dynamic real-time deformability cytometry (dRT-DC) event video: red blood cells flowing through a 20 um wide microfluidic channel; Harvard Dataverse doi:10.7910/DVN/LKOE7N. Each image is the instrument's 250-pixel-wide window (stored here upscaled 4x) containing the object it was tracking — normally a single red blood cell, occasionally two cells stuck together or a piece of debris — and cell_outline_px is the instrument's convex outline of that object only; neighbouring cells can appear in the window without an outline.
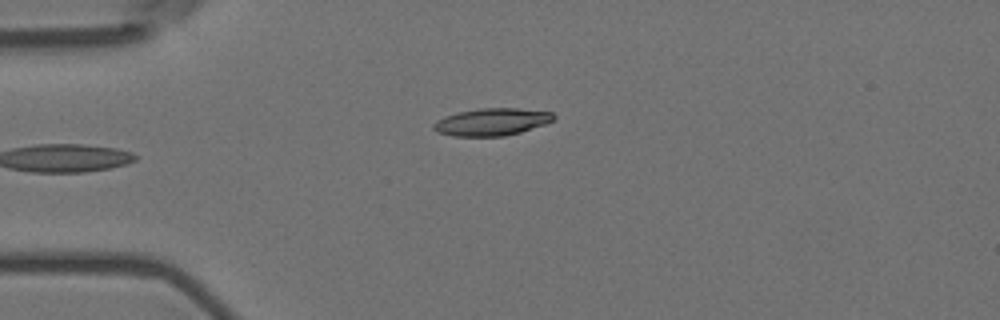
{"species": "Egyptian fruit bat (a non-hibernating species)", "species_latin": "Rousettus aegyptiacus", "temperature_condition": "room temperature", "stored_images_in_passage": 5, "camera_frame_rate_fps": 3000, "um_per_image_px": 0.085, "animal": {"sex": "female"}, "frame": {"image": 1, "passage_image": 5, "time_ms": 1.333, "image_size_px": [1000, 320], "cell_outline_px": [[556, 120], [520, 132], [504, 136], [452, 136], [436, 132], [432, 128], [432, 124], [436, 120], [444, 116], [456, 112], [480, 108], [516, 108], [552, 112], [556, 116]], "centroid_in_image_um": [41.77, 10.36], "position_along_channel_um": 43.2, "area_um2": 19.31}}